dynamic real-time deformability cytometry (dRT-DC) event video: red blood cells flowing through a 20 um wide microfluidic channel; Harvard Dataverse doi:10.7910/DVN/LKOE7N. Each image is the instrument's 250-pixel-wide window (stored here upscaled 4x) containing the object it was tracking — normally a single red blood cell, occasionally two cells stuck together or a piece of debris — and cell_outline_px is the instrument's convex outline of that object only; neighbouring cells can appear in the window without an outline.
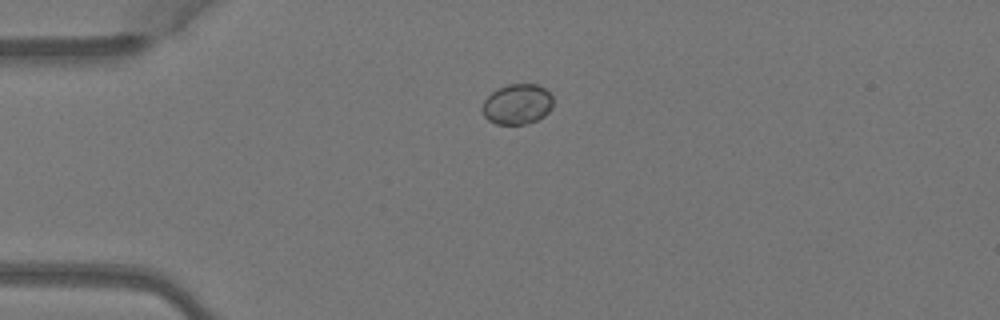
{"species": "Egyptian fruit bat (a non-hibernating species)", "species_latin": "Rousettus aegyptiacus", "temperature_condition": "warm", "stored_images_in_passage": 5, "camera_frame_rate_fps": 3000, "um_per_image_px": 0.085, "animal": {"sex": "female"}, "frame": {"image": 1, "passage_image": 1, "time_ms": 0.0, "image_size_px": [1000, 320], "cell_outline_px": [[552, 108], [544, 116], [528, 124], [496, 124], [488, 120], [484, 116], [480, 108], [484, 100], [496, 88], [508, 84], [536, 84], [544, 88], [552, 96]], "centroid_in_image_um": [43.94, 8.86], "position_along_channel_um": 41.1, "area_um2": 16.82}}
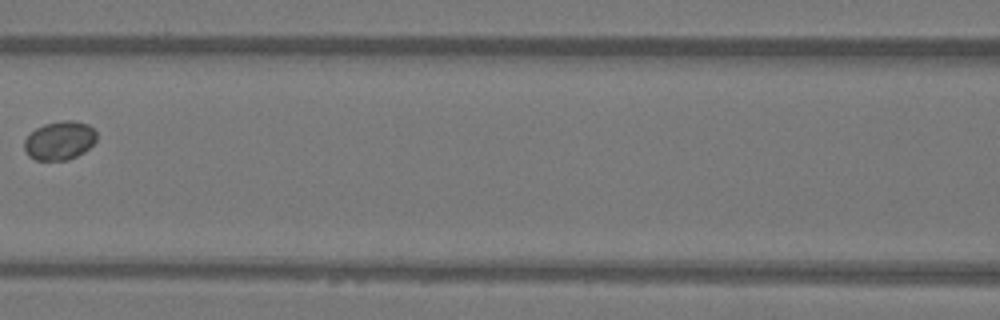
{"frame": {"image": 2, "passage_image": 4, "time_ms": 1.0, "image_size_px": [1000, 320], "cell_outline_px": [[96, 140], [84, 152], [68, 160], [36, 160], [28, 156], [24, 148], [24, 140], [36, 128], [44, 124], [64, 120], [72, 120], [88, 124], [96, 132]], "centroid_in_image_um": [5.06, 11.95], "position_along_channel_um": 161.5, "area_um2": 16.24}}
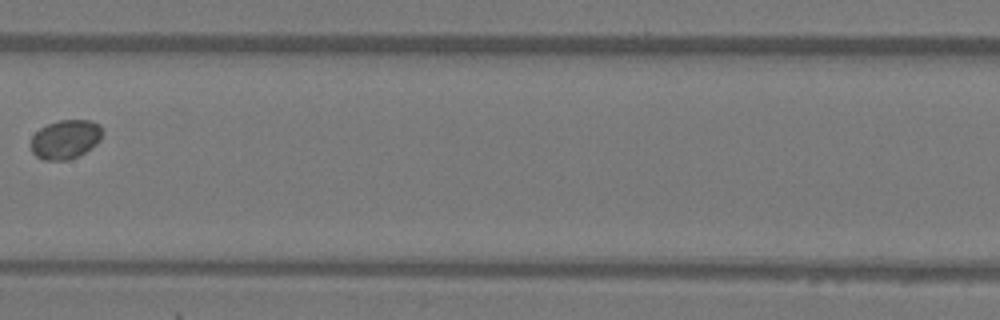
{"frame": {"image": 3, "passage_image": 5, "time_ms": 1.333, "image_size_px": [1000, 320], "cell_outline_px": [[104, 132], [100, 140], [96, 144], [84, 152], [68, 160], [44, 160], [36, 156], [32, 152], [32, 136], [40, 128], [48, 124], [60, 120], [92, 120], [100, 124]], "centroid_in_image_um": [5.59, 11.83], "position_along_channel_um": 201.8, "area_um2": 16.24}}